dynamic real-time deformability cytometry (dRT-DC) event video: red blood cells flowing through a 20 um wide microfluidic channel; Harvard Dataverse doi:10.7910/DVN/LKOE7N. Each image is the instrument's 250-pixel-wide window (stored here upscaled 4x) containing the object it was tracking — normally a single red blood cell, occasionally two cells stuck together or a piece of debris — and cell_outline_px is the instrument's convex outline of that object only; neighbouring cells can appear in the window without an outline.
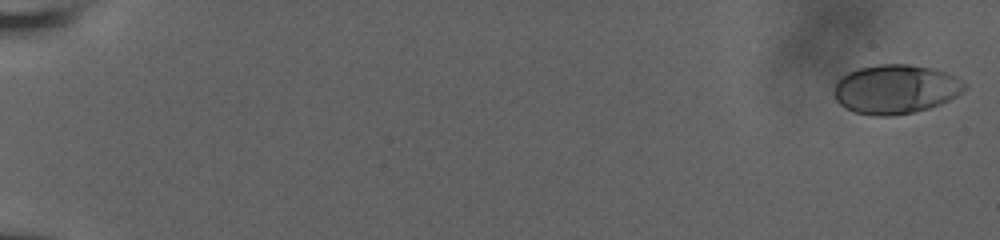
{"species": "human", "species_latin": "Homo sapiens", "temperature_condition": "room temperature", "stored_images_in_passage": 42, "camera_frame_rate_fps": 3000, "um_per_image_px": 0.085, "donor": {"sex": "male"}, "frame": {"image": 1, "passage_image": 1, "time_ms": 0.0, "image_size_px": [1000, 240], "cell_outline_px": [[964, 88], [956, 96], [940, 104], [928, 108], [912, 112], [892, 116], [872, 116], [856, 112], [840, 104], [836, 100], [836, 84], [840, 76], [848, 72], [860, 68], [880, 64], [908, 64], [932, 68], [956, 76], [964, 84]], "centroid_in_image_um": [76.11, 7.58], "position_along_channel_um": 8.9, "area_um2": 36.93}}
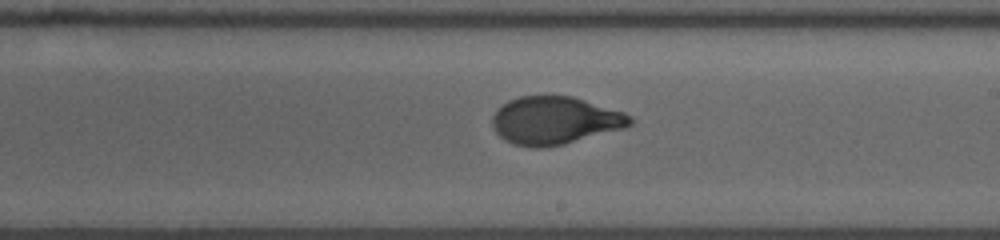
{"frame": {"image": 2, "passage_image": 24, "time_ms": 7.667, "image_size_px": [1000, 240], "cell_outline_px": [[636, 120], [628, 128], [564, 144], [544, 148], [532, 148], [512, 144], [504, 140], [492, 128], [492, 116], [496, 108], [508, 100], [520, 96], [572, 96], [624, 112], [632, 116]], "centroid_in_image_um": [47.18, 10.25], "position_along_channel_um": 241.8, "area_um2": 39.02}}
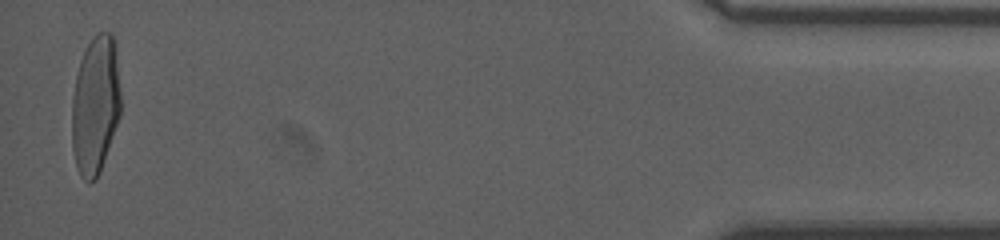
{"frame": {"image": 3, "passage_image": 42, "time_ms": 13.667, "image_size_px": [1000, 240], "cell_outline_px": [[120, 116], [100, 172], [96, 180], [88, 184], [80, 176], [76, 168], [72, 148], [72, 100], [76, 76], [80, 60], [92, 36], [96, 32], [112, 32], [116, 44], [120, 92]], "centroid_in_image_um": [8.11, 8.94], "position_along_channel_um": 427.1, "area_um2": 39.94}, "authors_computed_cell_mechanics": {"area_um2": 38.148, "velocity_mm_per_s": 3.7498, "shape_relaxation_time_tau1_ms": 4.8135, "shape_relaxation_time_tau2_ms": null, "deformation_change_tau1": 0.2015, "deformation_change_tau2": null}}